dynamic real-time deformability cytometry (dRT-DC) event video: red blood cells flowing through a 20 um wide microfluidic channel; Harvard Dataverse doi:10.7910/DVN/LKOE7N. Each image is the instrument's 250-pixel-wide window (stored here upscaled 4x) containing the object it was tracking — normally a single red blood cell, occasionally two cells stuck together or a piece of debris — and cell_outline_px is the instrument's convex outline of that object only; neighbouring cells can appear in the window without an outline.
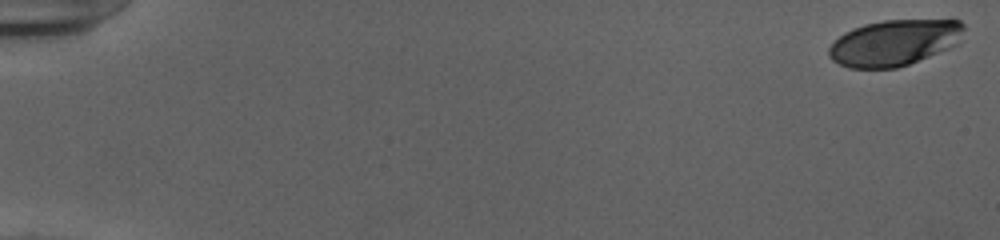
{"species": "human", "species_latin": "Homo sapiens", "temperature_condition": "cold", "stored_images_in_passage": 53, "camera_frame_rate_fps": 3000, "um_per_image_px": 0.085, "donor": {"sex": "female"}, "frame": {"image": 1, "passage_image": 1, "time_ms": 0.0, "image_size_px": [1000, 240], "cell_outline_px": [[964, 28], [956, 44], [948, 48], [908, 64], [896, 68], [848, 68], [832, 60], [828, 56], [828, 48], [844, 32], [852, 28], [864, 24], [884, 20], [960, 20], [964, 24]], "centroid_in_image_um": [75.97, 3.63], "position_along_channel_um": 9.0, "area_um2": 35.89}}
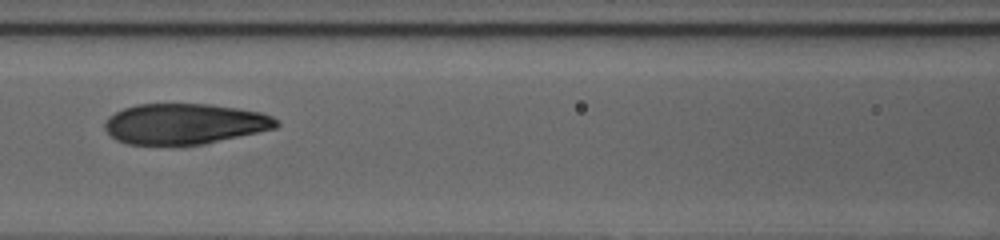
{"frame": {"image": 2, "passage_image": 26, "time_ms": 8.333, "image_size_px": [1000, 240], "cell_outline_px": [[280, 124], [276, 128], [200, 144], [128, 144], [116, 140], [104, 128], [104, 124], [108, 116], [124, 108], [136, 104], [212, 104], [240, 108], [260, 112], [272, 116]], "centroid_in_image_um": [15.68, 10.51], "position_along_channel_um": 150.9, "area_um2": 40.29}}
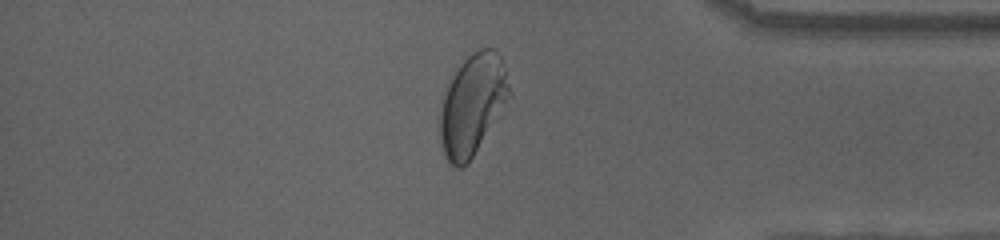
{"frame": {"image": 3, "passage_image": 46, "time_ms": 15.0, "image_size_px": [1000, 240], "cell_outline_px": [[512, 96], [468, 164], [460, 168], [456, 168], [448, 164], [440, 140], [440, 108], [444, 96], [452, 76], [464, 60], [472, 52], [480, 48], [492, 48], [500, 56]], "centroid_in_image_um": [40.16, 8.94], "position_along_channel_um": 395.0, "area_um2": 40.46}, "authors_computed_cell_mechanics": {"area_um2": 40.8068, "velocity_mm_per_s": 3.9325, "shape_relaxation_time_tau1_ms": 7.0355, "shape_relaxation_time_tau2_ms": 0.8825, "deformation_change_tau1": 0.2446, "deformation_change_tau2": 0.0666}}